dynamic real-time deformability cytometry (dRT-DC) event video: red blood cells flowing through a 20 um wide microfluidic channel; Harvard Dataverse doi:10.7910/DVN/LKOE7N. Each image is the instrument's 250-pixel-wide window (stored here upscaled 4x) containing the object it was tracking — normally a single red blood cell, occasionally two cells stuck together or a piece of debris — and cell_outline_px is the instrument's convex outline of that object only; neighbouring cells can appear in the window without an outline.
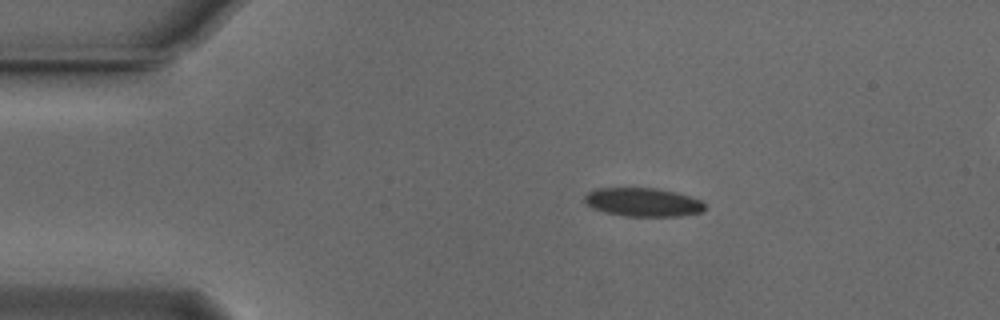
{"species": "Egyptian fruit bat (a non-hibernating species)", "species_latin": "Rousettus aegyptiacus", "temperature_condition": "cold", "stored_images_in_passage": 45, "camera_frame_rate_fps": 3000, "um_per_image_px": 0.085, "animal": {"sex": "male"}, "frame": {"image": 1, "passage_image": 1, "time_ms": 0.0, "image_size_px": [1000, 320], "cell_outline_px": [[704, 208], [700, 212], [680, 216], [624, 216], [604, 212], [592, 208], [584, 200], [584, 196], [588, 192], [596, 188], [656, 188], [676, 192], [700, 200], [704, 204]], "centroid_in_image_um": [54.61, 17.18], "position_along_channel_um": 30.4, "area_um2": 19.94}}
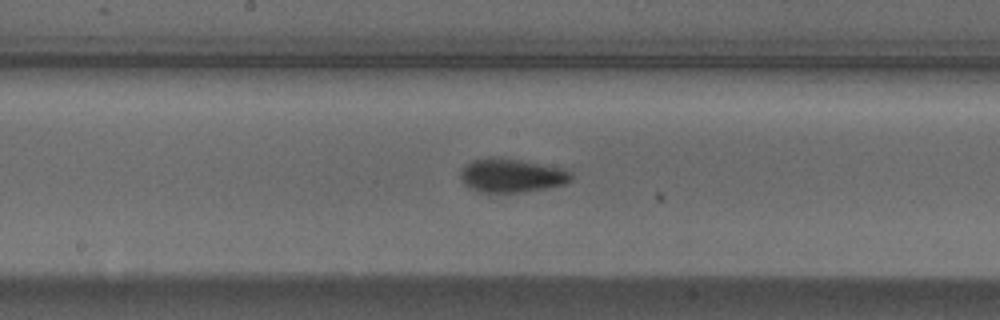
{"frame": {"image": 2, "passage_image": 19, "time_ms": 6.0, "image_size_px": [1000, 320], "cell_outline_px": [[572, 180], [564, 184], [524, 192], [480, 192], [468, 188], [460, 180], [460, 168], [464, 164], [472, 160], [488, 156], [500, 156], [568, 168], [572, 172]], "centroid_in_image_um": [43.46, 14.88], "position_along_channel_um": 204.7, "area_um2": 22.54}}
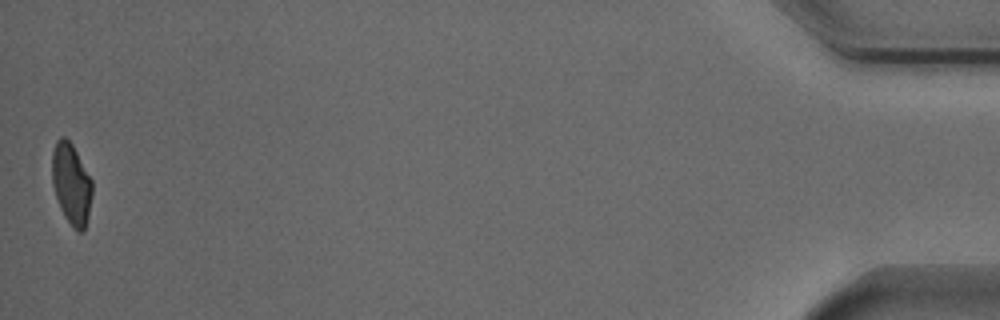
{"frame": {"image": 3, "passage_image": 45, "time_ms": 14.667, "image_size_px": [1000, 320], "cell_outline_px": [[92, 196], [88, 216], [84, 232], [76, 232], [72, 228], [64, 216], [60, 208], [52, 184], [52, 152], [56, 140], [60, 136], [64, 136], [72, 144], [92, 180]], "centroid_in_image_um": [6.06, 15.65], "position_along_channel_um": 429.1, "area_um2": 19.13}, "authors_computed_cell_mechanics": {"area_um2": 20.9814, "velocity_mm_per_s": 3.7356, "shape_relaxation_time_tau1_ms": 3.8185, "shape_relaxation_time_tau2_ms": 4.0919, "deformation_change_tau1": 0.1103, "deformation_change_tau2": 0.0671}}